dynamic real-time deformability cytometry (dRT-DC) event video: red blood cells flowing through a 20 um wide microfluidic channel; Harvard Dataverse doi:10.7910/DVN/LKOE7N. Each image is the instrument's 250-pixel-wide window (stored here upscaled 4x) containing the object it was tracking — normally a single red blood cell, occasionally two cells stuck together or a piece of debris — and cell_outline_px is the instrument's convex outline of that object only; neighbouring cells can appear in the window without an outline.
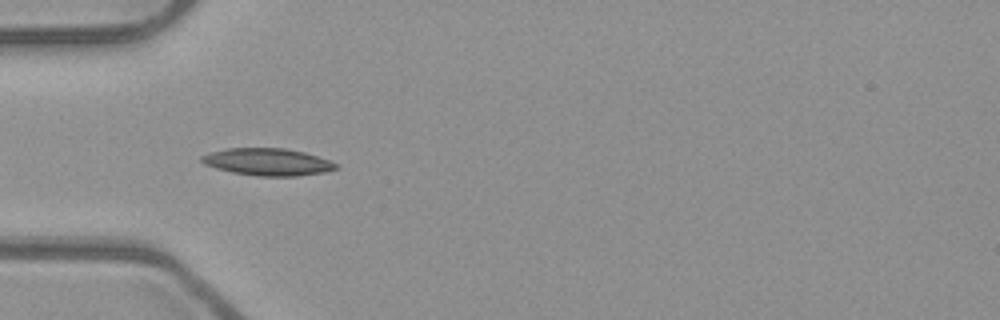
{"species": "common noctule bat (a hibernating species)", "species_latin": "Nyctalus noctula", "temperature_condition": "room temperature", "stored_images_in_passage": 12, "camera_frame_rate_fps": 3000, "um_per_image_px": 0.085, "animal": {"sex": "male", "body_mass_g": 23.1, "forearm_length_mm": 52.7}, "frame": {"image": 1, "passage_image": 3, "time_ms": 0.667, "image_size_px": [1000, 320], "cell_outline_px": [[340, 168], [324, 172], [296, 176], [256, 176], [232, 172], [216, 168], [204, 164], [200, 160], [200, 156], [208, 152], [228, 148], [284, 148], [304, 152], [328, 160], [336, 164]], "centroid_in_image_um": [22.71, 13.76], "position_along_channel_um": 62.3, "area_um2": 21.27}}